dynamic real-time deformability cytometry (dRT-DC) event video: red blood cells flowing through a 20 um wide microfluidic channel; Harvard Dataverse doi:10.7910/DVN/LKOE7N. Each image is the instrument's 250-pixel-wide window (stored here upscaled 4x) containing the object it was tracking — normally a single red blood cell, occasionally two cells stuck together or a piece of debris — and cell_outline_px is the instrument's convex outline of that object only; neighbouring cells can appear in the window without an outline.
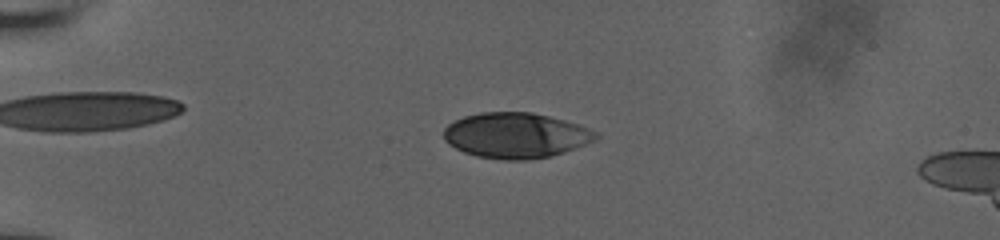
{"species": "human", "species_latin": "Homo sapiens", "temperature_condition": "room temperature", "stored_images_in_passage": 16, "camera_frame_rate_fps": 3000, "um_per_image_px": 0.085, "donor": {"sex": "male"}, "frame": {"image": 1, "passage_image": 4, "time_ms": 1.667, "image_size_px": [1000, 240], "cell_outline_px": [[600, 136], [596, 140], [576, 148], [552, 156], [524, 160], [504, 160], [476, 156], [464, 152], [448, 144], [444, 140], [444, 128], [448, 124], [464, 116], [480, 112], [532, 112], [580, 124], [600, 132]], "centroid_in_image_um": [43.88, 11.51], "position_along_channel_um": 41.1, "area_um2": 40.58}}
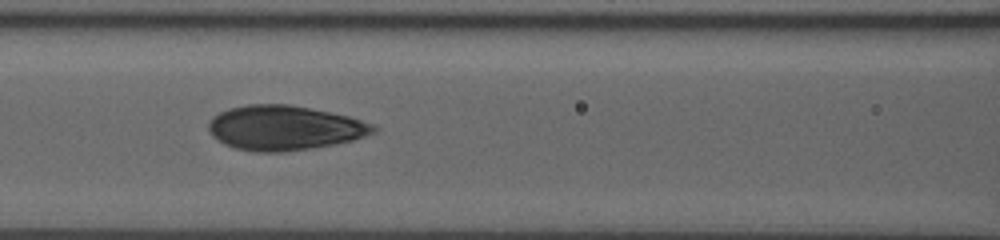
{"frame": {"image": 2, "passage_image": 11, "time_ms": 5.667, "image_size_px": [1000, 240], "cell_outline_px": [[380, 128], [376, 132], [352, 140], [312, 148], [280, 152], [256, 152], [236, 148], [224, 144], [212, 136], [208, 128], [208, 124], [212, 116], [228, 108], [248, 104], [288, 104], [348, 116], [372, 124]], "centroid_in_image_um": [24.14, 10.86], "position_along_channel_um": 142.5, "area_um2": 42.71}}
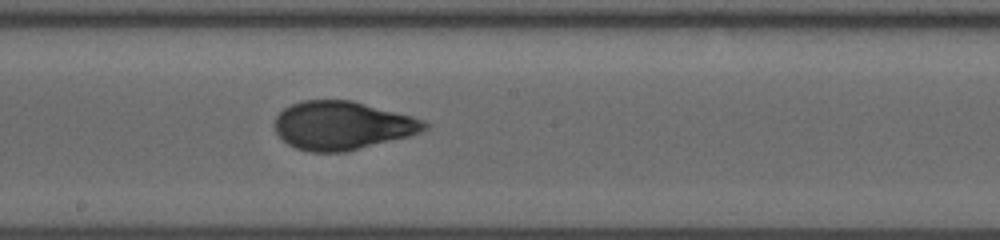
{"frame": {"image": 3, "passage_image": 16, "time_ms": 7.667, "image_size_px": [1000, 240], "cell_outline_px": [[432, 124], [428, 128], [420, 132], [408, 136], [344, 152], [312, 152], [296, 148], [288, 144], [276, 132], [276, 116], [284, 108], [300, 100], [352, 100], [412, 116], [424, 120]], "centroid_in_image_um": [29.11, 10.66], "position_along_channel_um": 219.1, "area_um2": 42.08}}